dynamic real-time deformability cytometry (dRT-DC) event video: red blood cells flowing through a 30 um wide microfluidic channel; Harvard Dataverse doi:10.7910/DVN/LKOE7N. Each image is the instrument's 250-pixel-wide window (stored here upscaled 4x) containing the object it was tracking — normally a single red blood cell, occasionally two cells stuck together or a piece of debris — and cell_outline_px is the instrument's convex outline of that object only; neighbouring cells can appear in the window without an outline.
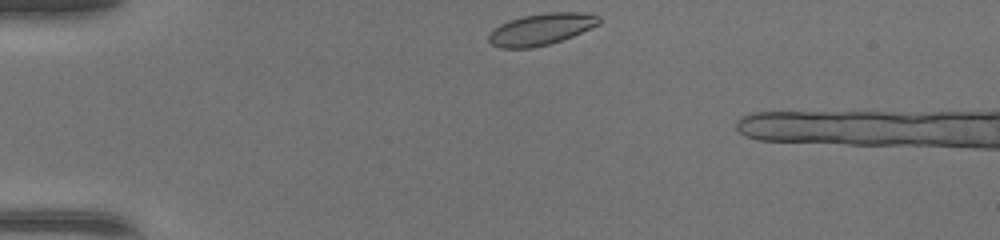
{"species": "common noctule bat (a hibernating species)", "species_latin": "Nyctalus noctula", "temperature_condition": "warm", "stored_images_in_passage": 34, "camera_frame_rate_fps": 3000, "um_per_image_px": 0.085, "animal": {"sex": "female", "body_mass_g": 17.0, "forearm_length_mm": 48.0}, "frame": {"image": 1, "passage_image": 1, "time_ms": 0.0, "image_size_px": [1000, 240], "cell_outline_px": [[600, 24], [572, 36], [548, 44], [532, 48], [500, 48], [492, 44], [488, 40], [488, 36], [500, 24], [524, 16], [548, 12], [576, 12], [600, 16]], "centroid_in_image_um": [46.01, 2.49], "position_along_channel_um": 39.0, "area_um2": 19.94}}
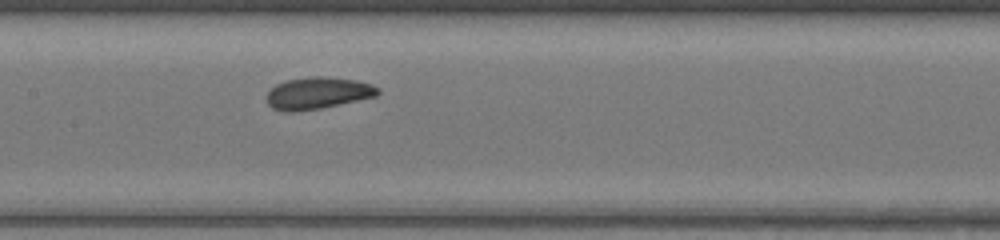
{"frame": {"image": 2, "passage_image": 14, "time_ms": 4.333, "image_size_px": [1000, 240], "cell_outline_px": [[380, 92], [376, 96], [320, 108], [292, 112], [284, 112], [272, 108], [268, 104], [268, 92], [276, 84], [288, 80], [312, 76], [324, 76], [356, 80], [372, 84], [380, 88]], "centroid_in_image_um": [27.02, 7.91], "position_along_channel_um": 180.4, "area_um2": 20.52}}
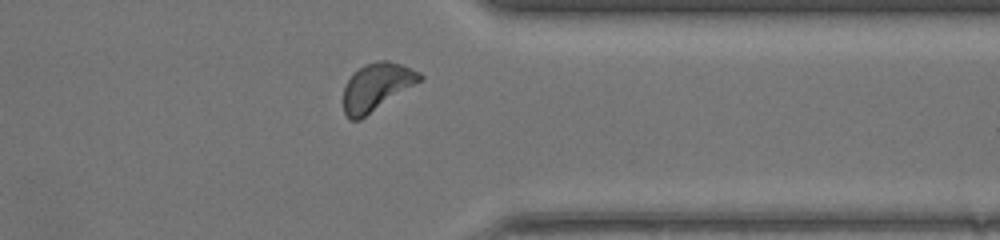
{"frame": {"image": 3, "passage_image": 28, "time_ms": 9.0, "image_size_px": [1000, 240], "cell_outline_px": [[424, 80], [360, 120], [348, 120], [344, 112], [344, 88], [348, 80], [364, 64], [380, 60], [388, 60], [400, 64], [420, 72], [424, 76]], "centroid_in_image_um": [32.05, 7.4], "position_along_channel_um": 379.3, "area_um2": 21.27}, "authors_computed_cell_mechanics": {"area_um2": 20.3456, "velocity_mm_per_s": 4.3519, "shape_relaxation_time_tau1_ms": 8.2823, "shape_relaxation_time_tau2_ms": 3.4277, "deformation_change_tau1": 0.2338, "deformation_change_tau2": 0.0813}}